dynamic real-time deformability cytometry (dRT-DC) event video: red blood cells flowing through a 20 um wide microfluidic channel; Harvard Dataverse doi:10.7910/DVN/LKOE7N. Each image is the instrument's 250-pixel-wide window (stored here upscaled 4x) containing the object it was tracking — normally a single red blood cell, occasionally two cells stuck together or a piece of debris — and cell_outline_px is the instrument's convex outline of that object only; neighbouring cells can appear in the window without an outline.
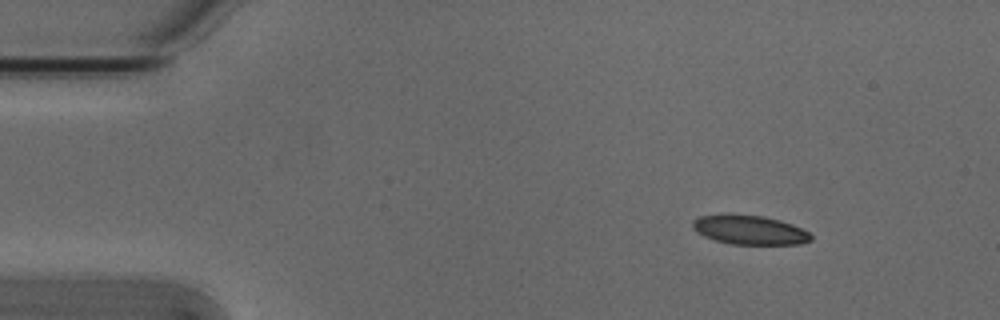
{"species": "Egyptian fruit bat (a non-hibernating species)", "species_latin": "Rousettus aegyptiacus", "temperature_condition": "cold", "stored_images_in_passage": 5, "camera_frame_rate_fps": 3000, "um_per_image_px": 0.085, "animal": {"sex": "male"}, "frame": {"image": 1, "passage_image": 1, "time_ms": 0.0, "image_size_px": [1000, 320], "cell_outline_px": [[812, 240], [800, 244], [732, 244], [716, 240], [704, 236], [696, 232], [692, 228], [692, 220], [700, 216], [764, 216], [780, 220], [792, 224], [808, 232], [812, 236]], "centroid_in_image_um": [63.74, 19.57], "position_along_channel_um": 21.3, "area_um2": 19.59}}
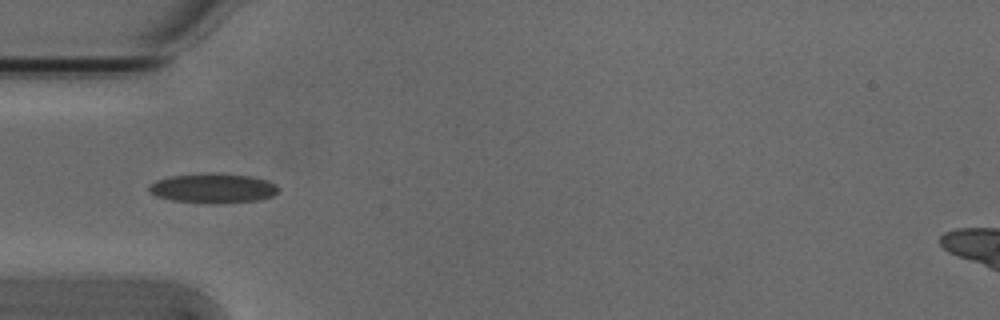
{"frame": {"image": 2, "passage_image": 4, "time_ms": 1.0, "image_size_px": [1000, 320], "cell_outline_px": [[280, 188], [272, 196], [260, 200], [220, 204], [208, 204], [172, 200], [156, 196], [148, 188], [156, 180], [172, 176], [212, 172], [252, 176], [268, 180], [276, 184]], "centroid_in_image_um": [18.17, 16.0], "position_along_channel_um": 66.8, "area_um2": 22.6}}